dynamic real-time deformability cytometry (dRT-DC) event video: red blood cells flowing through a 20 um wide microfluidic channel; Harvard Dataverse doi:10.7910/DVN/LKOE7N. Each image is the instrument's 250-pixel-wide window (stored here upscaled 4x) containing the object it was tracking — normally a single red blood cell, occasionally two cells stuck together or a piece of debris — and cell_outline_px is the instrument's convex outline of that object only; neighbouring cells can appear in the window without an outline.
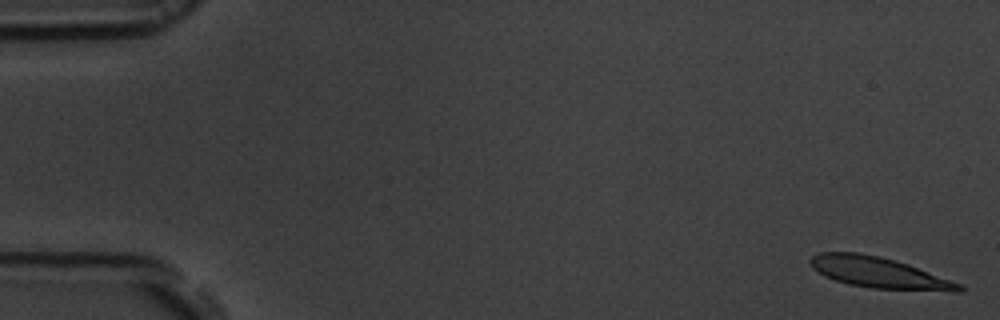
{"species": "common noctule bat (a hibernating species)", "species_latin": "Nyctalus noctula", "temperature_condition": "room temperature", "stored_images_in_passage": 54, "camera_frame_rate_fps": 3000, "um_per_image_px": 0.085, "animal": {"sex": "male", "body_mass_g": 19.5, "forearm_length_mm": 54.6}, "frame": {"image": 1, "passage_image": 1, "time_ms": 0.0, "image_size_px": [1000, 320], "cell_outline_px": [[964, 292], [952, 292], [872, 288], [848, 284], [824, 276], [812, 268], [808, 260], [812, 256], [820, 252], [860, 252], [880, 256], [896, 260], [908, 264], [960, 284], [964, 288]], "centroid_in_image_um": [74.7, 23.17], "position_along_channel_um": 10.3, "area_um2": 26.88}}
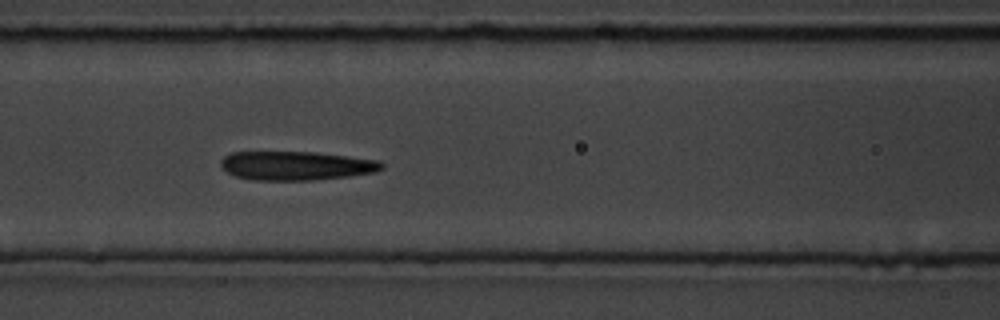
{"frame": {"image": 2, "passage_image": 23, "time_ms": 7.333, "image_size_px": [1000, 320], "cell_outline_px": [[384, 168], [376, 172], [348, 176], [312, 180], [252, 180], [236, 176], [228, 172], [220, 164], [220, 160], [224, 156], [232, 152], [316, 152], [380, 160], [384, 164]], "centroid_in_image_um": [25.2, 14.08], "position_along_channel_um": 141.4, "area_um2": 27.17}}
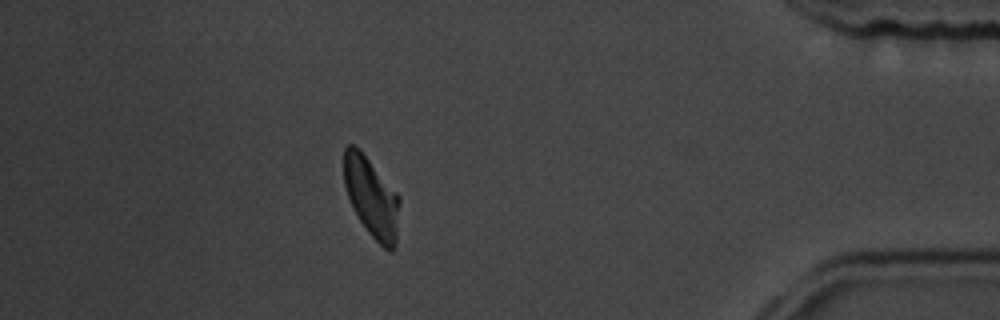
{"frame": {"image": 3, "passage_image": 48, "time_ms": 15.667, "image_size_px": [1000, 320], "cell_outline_px": [[400, 200], [396, 244], [392, 252], [388, 252], [368, 232], [360, 220], [348, 196], [344, 184], [344, 148], [348, 144], [352, 144], [360, 148], [400, 196]], "centroid_in_image_um": [31.6, 16.75], "position_along_channel_um": 403.6, "area_um2": 25.89}, "authors_computed_cell_mechanics": {"area_um2": 27.0504, "velocity_mm_per_s": 3.6808, "shape_relaxation_time_tau1_ms": null, "shape_relaxation_time_tau2_ms": 4.5061, "deformation_change_tau1": null, "deformation_change_tau2": 0.1139}}